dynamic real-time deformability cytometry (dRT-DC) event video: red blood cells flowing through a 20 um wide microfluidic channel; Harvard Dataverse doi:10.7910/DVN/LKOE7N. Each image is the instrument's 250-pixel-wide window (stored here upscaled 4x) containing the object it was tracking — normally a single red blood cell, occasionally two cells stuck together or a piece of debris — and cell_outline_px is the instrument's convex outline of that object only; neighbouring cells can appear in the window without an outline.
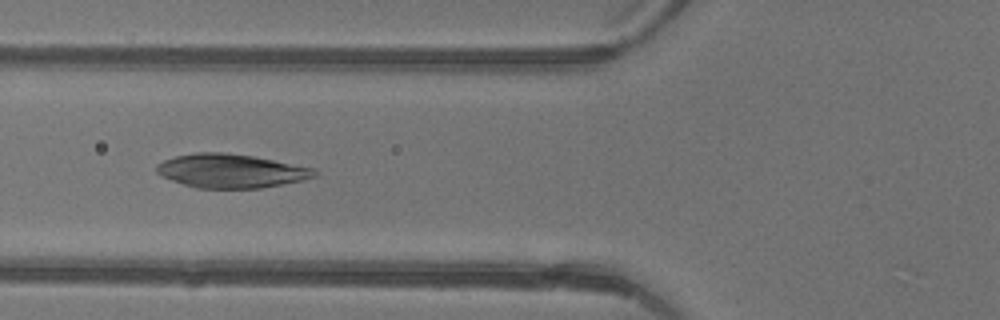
{"species": "common noctule bat (a hibernating species)", "species_latin": "Nyctalus noctula", "temperature_condition": "warm", "stored_images_in_passage": 5, "camera_frame_rate_fps": 3000, "um_per_image_px": 0.085, "animal": {"sex": "female"}, "frame": {"image": 1, "passage_image": 5, "time_ms": 1.333, "image_size_px": [1000, 320], "cell_outline_px": [[320, 172], [316, 176], [304, 180], [260, 188], [196, 188], [172, 180], [156, 172], [156, 164], [164, 160], [176, 156], [196, 152], [224, 152], [252, 156], [316, 168]], "centroid_in_image_um": [19.67, 14.52], "position_along_channel_um": 106.1, "area_um2": 31.1}}